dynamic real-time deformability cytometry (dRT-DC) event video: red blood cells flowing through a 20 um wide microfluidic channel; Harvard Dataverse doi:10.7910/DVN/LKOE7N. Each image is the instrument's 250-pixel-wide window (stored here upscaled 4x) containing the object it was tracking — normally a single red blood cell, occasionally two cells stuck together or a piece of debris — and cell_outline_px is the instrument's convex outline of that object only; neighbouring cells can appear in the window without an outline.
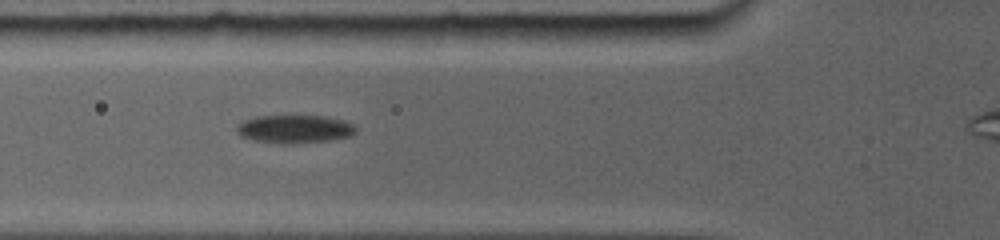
{"species": "common noctule bat (a hibernating species)", "species_latin": "Nyctalus noctula", "temperature_condition": "room temperature", "stored_images_in_passage": 4, "camera_frame_rate_fps": 5000, "um_per_image_px": 0.085, "animal": {"sex": "female", "body_mass_g": 19.0, "forearm_length_mm": 56.7}, "frame": {"image": 1, "passage_image": 3, "time_ms": 1.8, "image_size_px": [1000, 240], "cell_outline_px": [[356, 128], [348, 136], [324, 140], [260, 140], [244, 136], [240, 132], [240, 124], [244, 120], [256, 116], [324, 116], [344, 120], [352, 124]], "centroid_in_image_um": [25.11, 10.88], "position_along_channel_um": 100.7, "area_um2": 17.63}}